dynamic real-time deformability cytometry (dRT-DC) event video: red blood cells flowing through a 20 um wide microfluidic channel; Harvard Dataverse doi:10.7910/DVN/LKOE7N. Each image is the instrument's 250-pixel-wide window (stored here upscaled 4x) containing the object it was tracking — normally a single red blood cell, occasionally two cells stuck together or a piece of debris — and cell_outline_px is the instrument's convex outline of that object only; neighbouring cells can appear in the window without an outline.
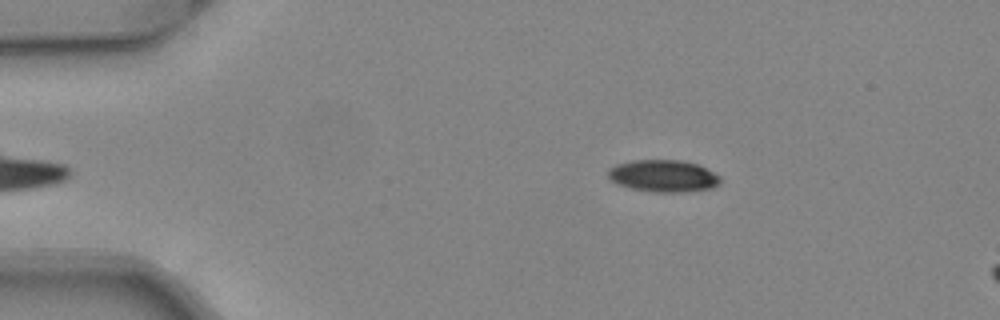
{"species": "common noctule bat (a hibernating species)", "species_latin": "Nyctalus noctula", "temperature_condition": "warm", "stored_images_in_passage": 7, "camera_frame_rate_fps": 3000, "um_per_image_px": 0.085, "animal": {"sex": "female", "body_mass_g": 24.6, "forearm_length_mm": 56.2}, "frame": {"image": 1, "passage_image": 2, "time_ms": 0.333, "image_size_px": [1000, 320], "cell_outline_px": [[720, 180], [712, 188], [676, 192], [656, 192], [632, 188], [616, 184], [608, 176], [608, 168], [616, 164], [632, 160], [680, 160], [696, 164], [720, 176]], "centroid_in_image_um": [56.32, 14.94], "position_along_channel_um": 28.7, "area_um2": 20.63}}